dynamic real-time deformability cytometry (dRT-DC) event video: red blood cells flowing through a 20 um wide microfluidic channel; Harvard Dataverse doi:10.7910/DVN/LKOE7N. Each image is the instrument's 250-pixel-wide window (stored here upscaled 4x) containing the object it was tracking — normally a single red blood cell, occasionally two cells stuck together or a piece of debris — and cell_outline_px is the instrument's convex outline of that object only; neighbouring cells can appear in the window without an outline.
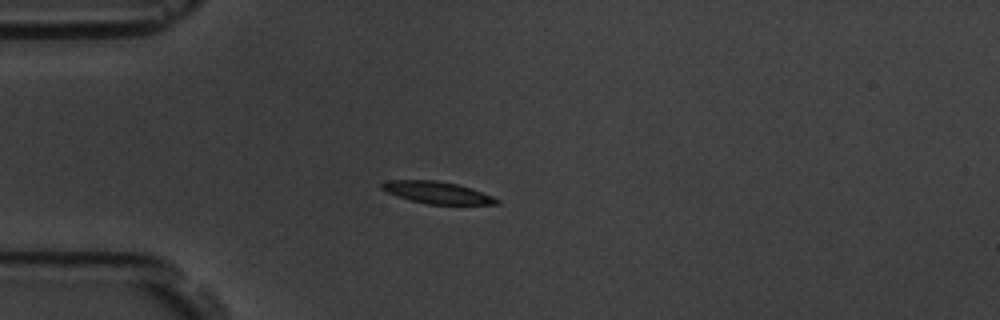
{"species": "common noctule bat (a hibernating species)", "species_latin": "Nyctalus noctula", "temperature_condition": "room temperature", "stored_images_in_passage": 7, "camera_frame_rate_fps": 3000, "um_per_image_px": 0.085, "animal": {"sex": "male", "body_mass_g": 19.5, "forearm_length_mm": 54.6}, "frame": {"image": 1, "passage_image": 3, "time_ms": 2.333, "image_size_px": [1000, 320], "cell_outline_px": [[500, 204], [428, 204], [396, 196], [380, 188], [380, 184], [388, 180], [436, 180], [456, 184], [472, 188], [492, 196], [500, 200]], "centroid_in_image_um": [37.15, 16.36], "position_along_channel_um": 47.8, "area_um2": 14.62}}
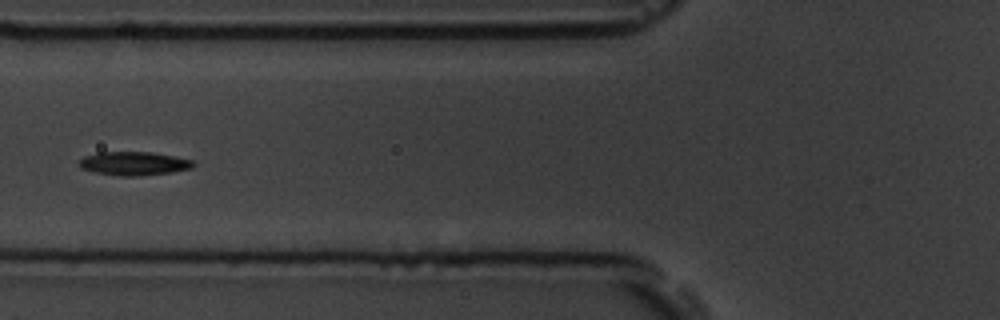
{"frame": {"image": 2, "passage_image": 5, "time_ms": 4.667, "image_size_px": [1000, 320], "cell_outline_px": [[196, 164], [192, 168], [172, 172], [140, 176], [120, 176], [92, 172], [80, 168], [76, 164], [84, 156], [100, 152], [152, 152], [176, 156], [192, 160]], "centroid_in_image_um": [11.36, 13.9], "position_along_channel_um": 114.4, "area_um2": 15.95}}
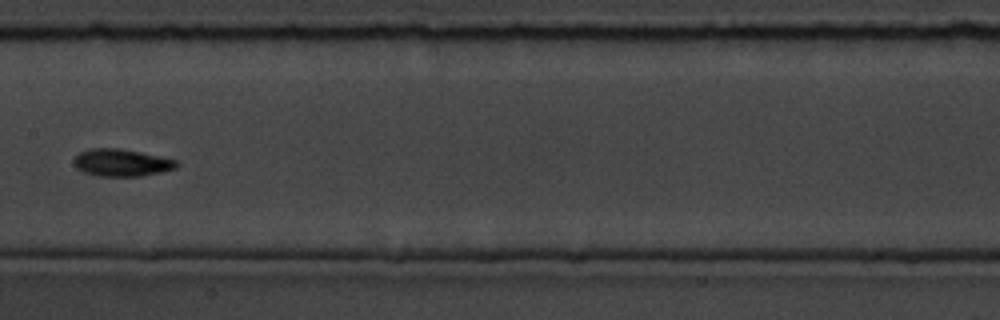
{"frame": {"image": 3, "passage_image": 7, "time_ms": 7.0, "image_size_px": [1000, 320], "cell_outline_px": [[180, 164], [176, 168], [160, 172], [140, 176], [100, 176], [84, 172], [76, 168], [72, 160], [80, 152], [92, 148], [116, 148], [140, 152], [176, 160]], "centroid_in_image_um": [10.31, 13.83], "position_along_channel_um": 197.1, "area_um2": 16.18}}